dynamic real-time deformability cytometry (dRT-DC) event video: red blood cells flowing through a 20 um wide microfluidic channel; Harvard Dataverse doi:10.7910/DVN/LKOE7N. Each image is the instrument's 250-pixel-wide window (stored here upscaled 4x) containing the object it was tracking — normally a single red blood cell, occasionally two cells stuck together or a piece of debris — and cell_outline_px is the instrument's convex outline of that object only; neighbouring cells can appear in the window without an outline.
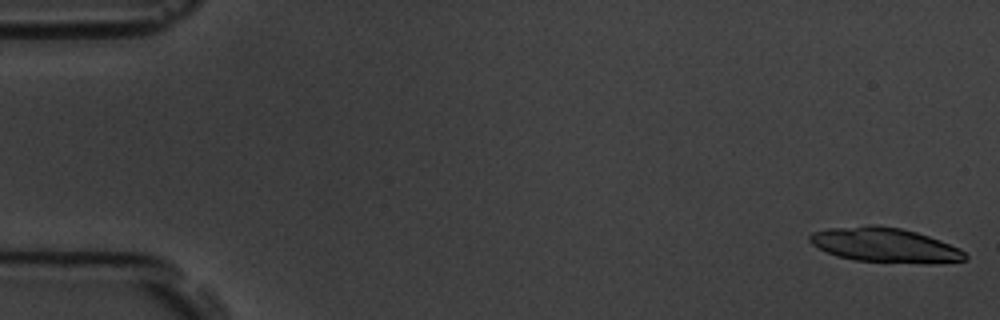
{"species": "common noctule bat (a hibernating species)", "species_latin": "Nyctalus noctula", "temperature_condition": "room temperature", "stored_images_in_passage": 8, "camera_frame_rate_fps": 3000, "um_per_image_px": 0.085, "animal": {"sex": "male", "body_mass_g": 19.5, "forearm_length_mm": 54.6}, "frame": {"image": 1, "passage_image": 1, "time_ms": 0.0, "image_size_px": [1000, 320], "cell_outline_px": [[968, 260], [856, 260], [836, 256], [812, 244], [808, 240], [808, 236], [812, 232], [828, 228], [868, 224], [876, 224], [900, 228], [916, 232], [940, 240], [960, 248], [968, 256]], "centroid_in_image_um": [75.08, 20.75], "position_along_channel_um": 9.9, "area_um2": 29.88}}
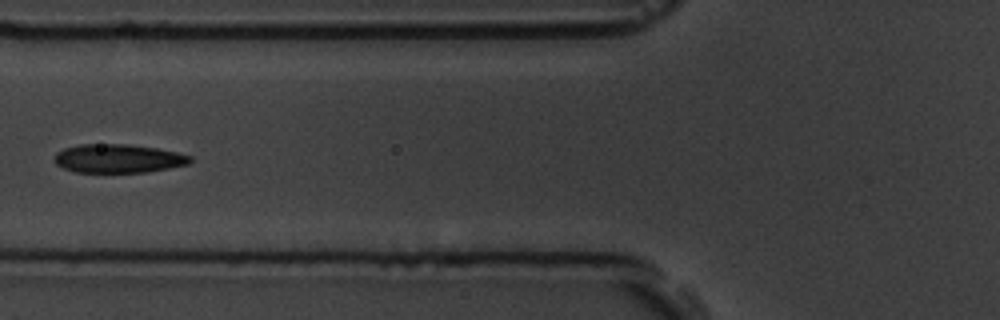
{"frame": {"image": 2, "passage_image": 7, "time_ms": 7.0, "image_size_px": [1000, 320], "cell_outline_px": [[192, 160], [188, 164], [148, 172], [76, 172], [64, 168], [56, 164], [52, 160], [56, 152], [64, 148], [80, 144], [124, 144], [156, 148], [176, 152], [192, 156]], "centroid_in_image_um": [10.02, 13.47], "position_along_channel_um": 115.8, "area_um2": 22.66}}
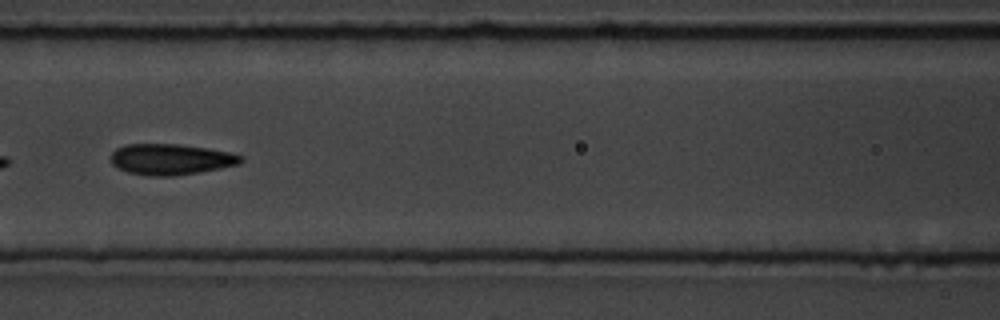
{"frame": {"image": 3, "passage_image": 8, "time_ms": 8.0, "image_size_px": [1000, 320], "cell_outline_px": [[244, 160], [240, 164], [200, 172], [172, 176], [152, 176], [128, 172], [116, 168], [112, 164], [112, 152], [116, 148], [124, 144], [180, 144], [208, 148], [228, 152], [244, 156]], "centroid_in_image_um": [14.53, 13.54], "position_along_channel_um": 152.1, "area_um2": 23.52}}